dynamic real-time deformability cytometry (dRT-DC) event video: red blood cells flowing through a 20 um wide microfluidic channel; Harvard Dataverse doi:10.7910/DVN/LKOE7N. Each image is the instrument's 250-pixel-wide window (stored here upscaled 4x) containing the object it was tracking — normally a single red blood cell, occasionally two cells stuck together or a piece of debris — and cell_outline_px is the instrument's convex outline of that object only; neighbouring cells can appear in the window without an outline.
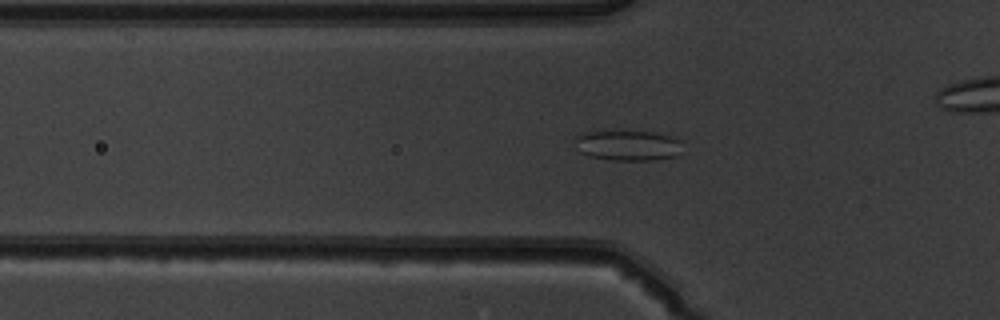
{"species": "common noctule bat (a hibernating species)", "species_latin": "Nyctalus noctula", "temperature_condition": "warm", "stored_images_in_passage": 51, "camera_frame_rate_fps": 3000, "um_per_image_px": 0.085, "animal": {"sex": "male", "body_mass_g": 19.5, "forearm_length_mm": 54.6}, "frame": {"image": 1, "passage_image": 17, "time_ms": 5.333, "image_size_px": [1000, 320], "cell_outline_px": [[684, 140], [676, 156], [656, 160], [608, 160], [588, 156], [580, 152], [572, 136], [584, 132], [652, 132], [672, 136]], "centroid_in_image_um": [53.37, 12.37], "position_along_channel_um": 72.4, "area_um2": 19.13}}
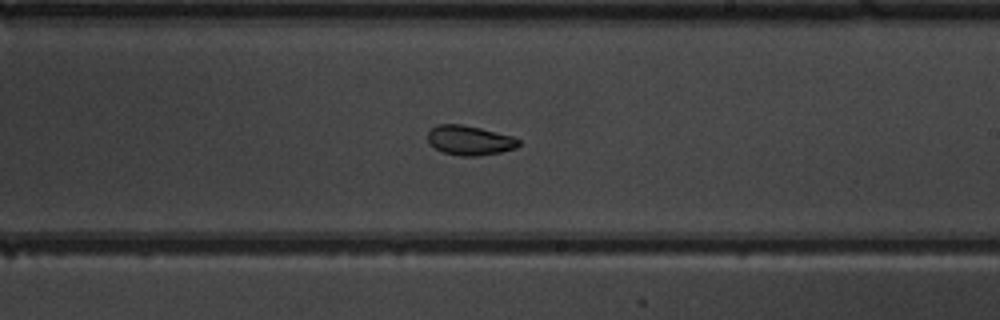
{"frame": {"image": 2, "passage_image": 30, "time_ms": 9.667, "image_size_px": [1000, 320], "cell_outline_px": [[520, 144], [516, 148], [500, 152], [480, 156], [460, 156], [444, 152], [428, 144], [428, 132], [436, 124], [460, 124], [480, 128], [512, 136], [520, 140]], "centroid_in_image_um": [39.91, 11.93], "position_along_channel_um": 249.1, "area_um2": 15.66}}
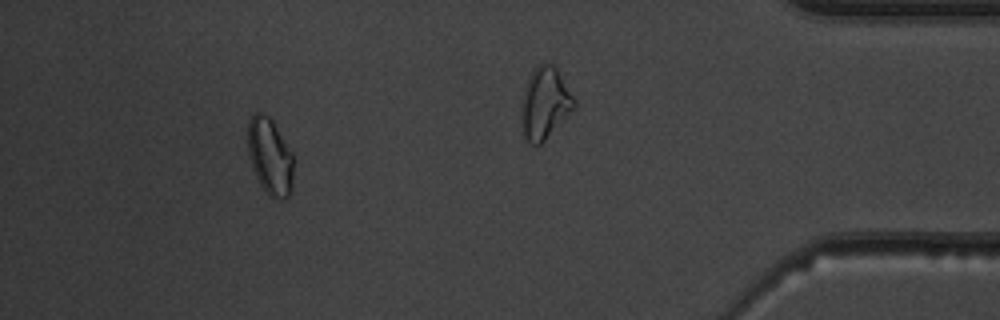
{"frame": {"image": 3, "passage_image": 46, "time_ms": 15.0, "image_size_px": [1000, 320], "cell_outline_px": [[292, 192], [284, 200], [268, 196], [260, 184], [252, 168], [248, 156], [248, 120], [256, 112], [260, 112], [268, 116], [272, 120], [292, 152]], "centroid_in_image_um": [22.94, 13.32], "position_along_channel_um": 412.3, "area_um2": 20.46}, "authors_computed_cell_mechanics": {"area_um2": 19.1318, "velocity_mm_per_s": 4.0806, "shape_relaxation_time_tau1_ms": 2.0183, "shape_relaxation_time_tau2_ms": 2.4486, "deformation_change_tau1": 0.0797, "deformation_change_tau2": 0.0664}}